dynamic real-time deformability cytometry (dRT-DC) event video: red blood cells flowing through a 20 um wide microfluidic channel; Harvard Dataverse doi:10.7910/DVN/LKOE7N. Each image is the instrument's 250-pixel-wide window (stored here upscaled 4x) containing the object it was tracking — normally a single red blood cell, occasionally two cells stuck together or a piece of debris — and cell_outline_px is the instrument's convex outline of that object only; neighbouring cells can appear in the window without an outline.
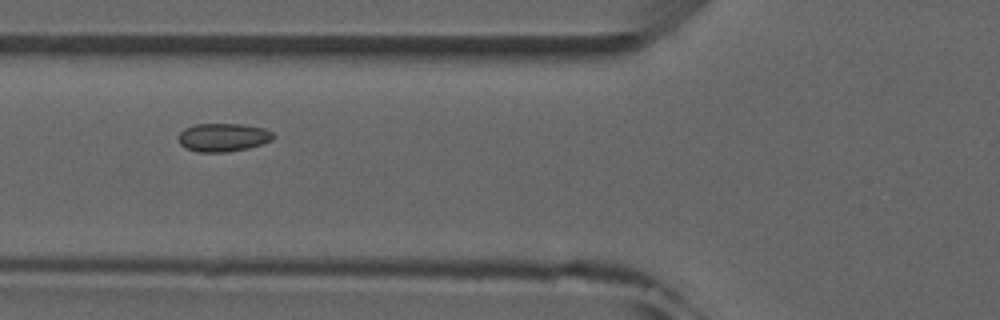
{"species": "common noctule bat (a hibernating species)", "species_latin": "Nyctalus noctula", "temperature_condition": "room temperature", "stored_images_in_passage": 6, "camera_frame_rate_fps": 3000, "um_per_image_px": 0.085, "animal": {"sex": "male", "forearm_length_mm": 52.5}, "frame": {"image": 1, "passage_image": 4, "time_ms": 3.333, "image_size_px": [1000, 320], "cell_outline_px": [[276, 136], [272, 140], [248, 148], [224, 152], [196, 152], [180, 144], [180, 132], [184, 128], [196, 124], [244, 124], [264, 128], [272, 132]], "centroid_in_image_um": [18.99, 11.67], "position_along_channel_um": 106.8, "area_um2": 15.55}}
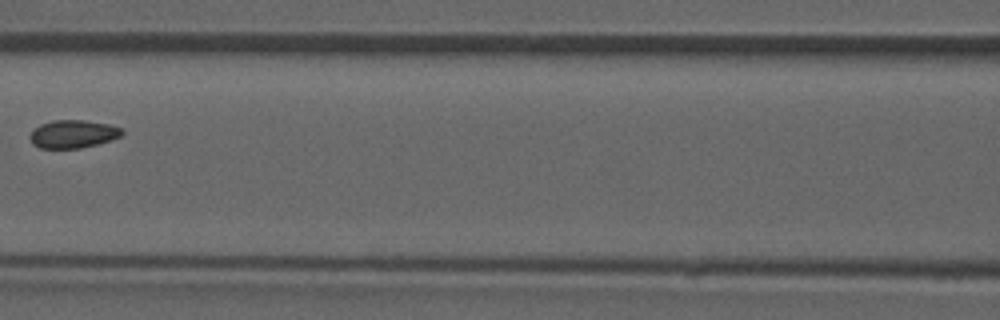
{"frame": {"image": 2, "passage_image": 5, "time_ms": 4.667, "image_size_px": [1000, 320], "cell_outline_px": [[124, 132], [120, 136], [112, 140], [80, 148], [40, 148], [32, 144], [28, 136], [40, 124], [52, 120], [84, 120], [108, 124], [124, 128]], "centroid_in_image_um": [6.21, 11.39], "position_along_channel_um": 160.4, "area_um2": 15.09}}